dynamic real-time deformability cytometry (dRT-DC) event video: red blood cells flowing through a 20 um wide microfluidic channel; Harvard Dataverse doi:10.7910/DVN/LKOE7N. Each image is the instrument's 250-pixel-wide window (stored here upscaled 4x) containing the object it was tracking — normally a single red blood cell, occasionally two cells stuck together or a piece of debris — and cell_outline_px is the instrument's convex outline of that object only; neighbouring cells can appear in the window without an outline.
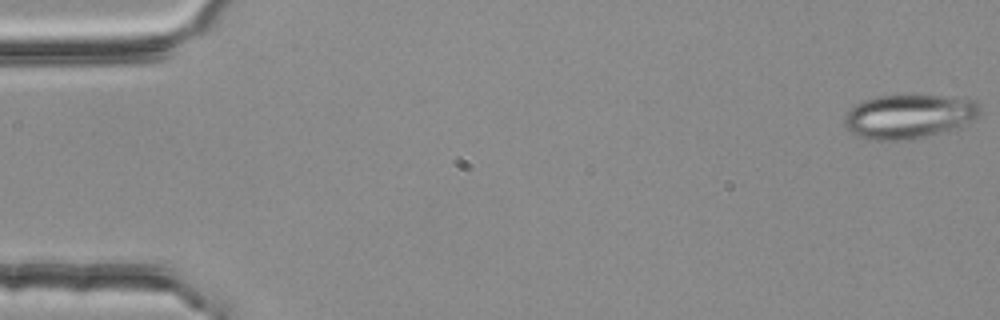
{"species": "common noctule bat (a hibernating species)", "species_latin": "Nyctalus noctula", "temperature_condition": "room temperature", "stored_images_in_passage": 4, "camera_frame_rate_fps": 3000, "um_per_image_px": 0.085, "animal": {"sex": "female", "body_mass_g": 25.1}, "frame": {"image": 1, "passage_image": 1, "time_ms": 0.0, "image_size_px": [1000, 320], "cell_outline_px": [[980, 112], [972, 120], [956, 128], [908, 140], [868, 140], [856, 136], [844, 124], [844, 116], [856, 104], [864, 100], [880, 96], [940, 96], [972, 100], [980, 104]], "centroid_in_image_um": [77.22, 9.91], "position_along_channel_um": 7.8, "area_um2": 34.28}}